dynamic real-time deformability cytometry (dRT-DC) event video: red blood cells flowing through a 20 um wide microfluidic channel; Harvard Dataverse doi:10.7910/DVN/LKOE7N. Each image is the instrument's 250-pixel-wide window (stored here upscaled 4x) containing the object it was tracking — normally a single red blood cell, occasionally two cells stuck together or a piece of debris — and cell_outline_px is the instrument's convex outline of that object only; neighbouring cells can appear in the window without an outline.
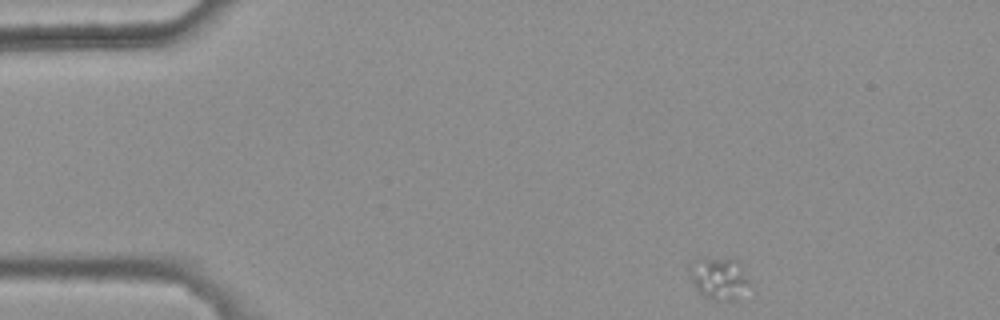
{"species": "common noctule bat (a hibernating species)", "species_latin": "Nyctalus noctula", "temperature_condition": "warm", "stored_images_in_passage": 5, "camera_frame_rate_fps": 3000, "um_per_image_px": 0.085, "animal": {"sex": "female", "body_mass_g": 25.1}, "frame": {"image": 1, "passage_image": 1, "time_ms": 0.0, "image_size_px": [1000, 320], "cell_outline_px": [[748, 284], [736, 300], [712, 300], [704, 296], [696, 288], [692, 280], [688, 268], [704, 260], [736, 260], [748, 280]], "centroid_in_image_um": [61.11, 23.73], "position_along_channel_um": 23.9, "area_um2": 13.53}}